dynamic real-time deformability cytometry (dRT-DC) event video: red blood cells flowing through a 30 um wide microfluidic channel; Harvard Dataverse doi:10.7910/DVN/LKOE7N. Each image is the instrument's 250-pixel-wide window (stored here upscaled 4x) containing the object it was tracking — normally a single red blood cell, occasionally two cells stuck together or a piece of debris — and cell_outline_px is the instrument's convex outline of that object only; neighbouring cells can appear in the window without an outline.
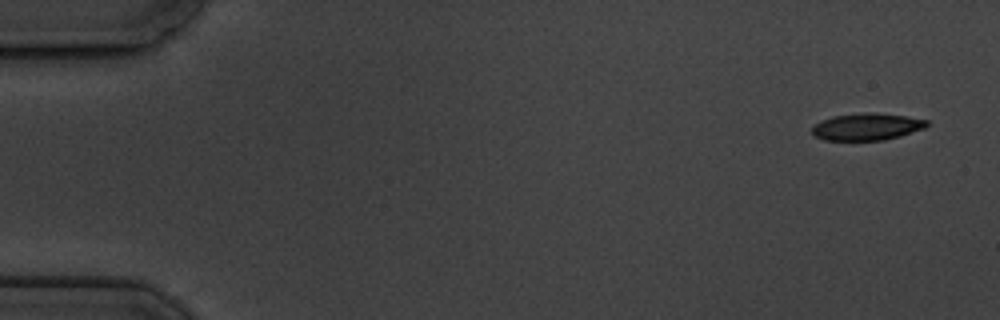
{"species": "common noctule bat (a hibernating species)", "species_latin": "Nyctalus noctula", "temperature_condition": "cold", "stored_images_in_passage": 5, "camera_frame_rate_fps": 3000, "um_per_image_px": 0.085, "animal": {"sex": "male", "body_mass_g": 19.5, "forearm_length_mm": 54.6}, "frame": {"image": 1, "passage_image": 1, "time_ms": 0.0, "image_size_px": [1000, 320], "cell_outline_px": [[928, 124], [924, 128], [900, 136], [884, 140], [824, 140], [816, 136], [812, 132], [812, 128], [820, 120], [832, 116], [864, 112], [876, 112], [904, 116], [928, 120]], "centroid_in_image_um": [73.67, 10.76], "position_along_channel_um": 11.3, "area_um2": 18.03}}
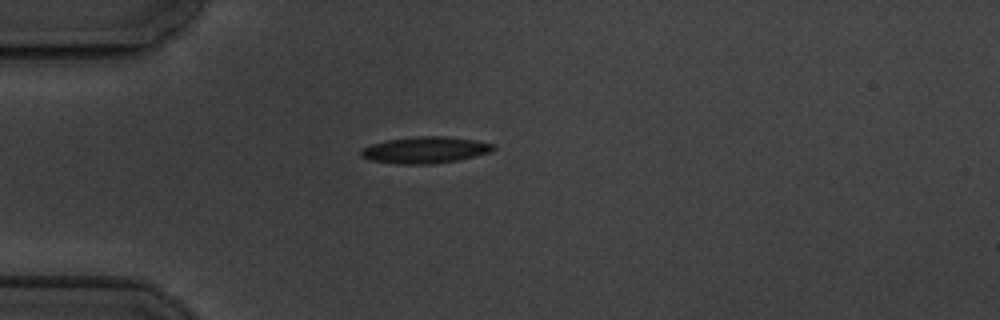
{"frame": {"image": 2, "passage_image": 5, "time_ms": 4.333, "image_size_px": [1000, 320], "cell_outline_px": [[496, 148], [492, 152], [460, 160], [432, 164], [396, 164], [368, 160], [360, 156], [360, 152], [364, 148], [372, 144], [388, 140], [416, 136], [444, 136], [476, 140], [496, 144]], "centroid_in_image_um": [36.19, 12.76], "position_along_channel_um": 48.8, "area_um2": 20.69}}